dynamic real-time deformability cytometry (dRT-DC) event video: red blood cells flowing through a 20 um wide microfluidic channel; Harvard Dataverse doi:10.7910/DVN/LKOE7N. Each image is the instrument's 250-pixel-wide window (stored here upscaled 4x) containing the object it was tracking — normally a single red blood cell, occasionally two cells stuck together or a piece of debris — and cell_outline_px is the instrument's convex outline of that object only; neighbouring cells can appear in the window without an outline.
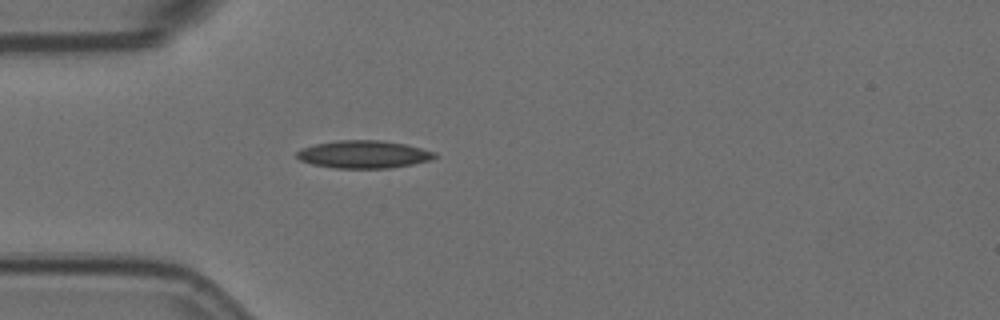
{"species": "Egyptian fruit bat (a non-hibernating species)", "species_latin": "Rousettus aegyptiacus", "temperature_condition": "room temperature", "stored_images_in_passage": 1, "camera_frame_rate_fps": 3000, "um_per_image_px": 0.085, "animal": {"sex": "female"}, "frame": {"image": 1, "passage_image": 1, "time_ms": 0.0, "image_size_px": [1000, 320], "cell_outline_px": [[436, 156], [432, 160], [412, 164], [388, 168], [336, 168], [312, 164], [300, 160], [296, 156], [296, 152], [300, 148], [316, 144], [336, 140], [380, 140], [404, 144], [436, 152]], "centroid_in_image_um": [30.89, 13.12], "position_along_channel_um": 54.1, "area_um2": 22.2}}